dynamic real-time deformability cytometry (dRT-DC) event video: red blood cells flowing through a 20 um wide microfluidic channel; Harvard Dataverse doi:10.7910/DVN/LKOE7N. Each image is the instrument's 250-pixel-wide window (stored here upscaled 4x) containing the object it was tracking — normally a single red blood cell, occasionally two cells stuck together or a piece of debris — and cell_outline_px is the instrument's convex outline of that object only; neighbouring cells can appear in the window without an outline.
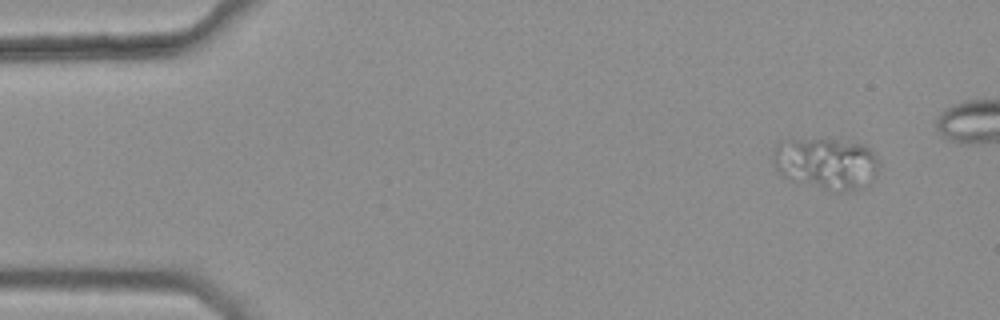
{"species": "common noctule bat (a hibernating species)", "species_latin": "Nyctalus noctula", "temperature_condition": "warm", "stored_images_in_passage": 12, "camera_frame_rate_fps": 3000, "um_per_image_px": 0.085, "animal": {"sex": "female", "body_mass_g": 25.1}, "frame": {"image": 1, "passage_image": 1, "time_ms": 0.0, "image_size_px": [1000, 320], "cell_outline_px": [[876, 172], [860, 188], [840, 192], [824, 188], [784, 176], [776, 168], [772, 160], [772, 156], [776, 144], [780, 140], [836, 140], [864, 144], [872, 152], [876, 160]], "centroid_in_image_um": [70.18, 13.86], "position_along_channel_um": 14.8, "area_um2": 30.63}}